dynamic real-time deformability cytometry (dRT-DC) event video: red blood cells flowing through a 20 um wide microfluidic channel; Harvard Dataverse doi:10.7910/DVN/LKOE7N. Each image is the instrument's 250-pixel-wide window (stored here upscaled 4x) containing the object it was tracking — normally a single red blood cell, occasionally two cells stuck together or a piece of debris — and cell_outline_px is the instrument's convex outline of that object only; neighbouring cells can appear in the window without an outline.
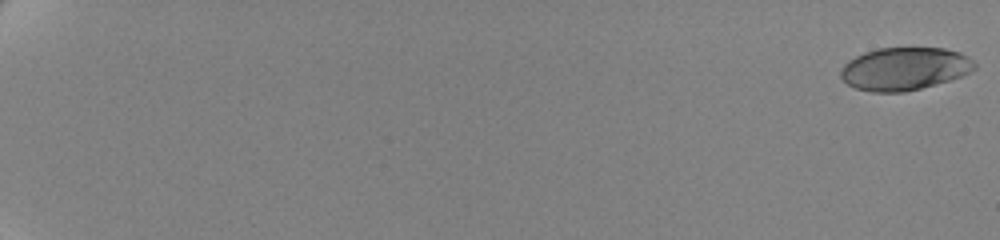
{"species": "human", "species_latin": "Homo sapiens", "temperature_condition": "cold", "stored_images_in_passage": 62, "camera_frame_rate_fps": 3000, "um_per_image_px": 0.085, "donor": {"sex": "female"}, "frame": {"image": 1, "passage_image": 1, "time_ms": 0.0, "image_size_px": [1000, 240], "cell_outline_px": [[976, 68], [960, 76], [948, 80], [920, 88], [904, 92], [872, 92], [856, 88], [848, 84], [840, 76], [840, 72], [844, 64], [848, 60], [864, 52], [876, 48], [944, 48], [960, 52], [968, 56], [976, 64]], "centroid_in_image_um": [76.86, 5.83], "position_along_channel_um": 8.1, "area_um2": 33.23}}
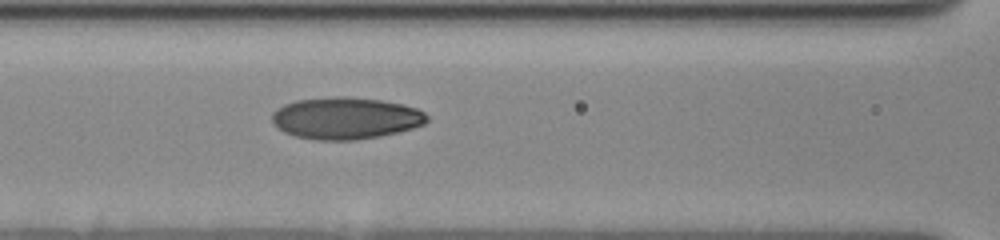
{"frame": {"image": 2, "passage_image": 32, "time_ms": 10.333, "image_size_px": [1000, 240], "cell_outline_px": [[428, 120], [424, 124], [412, 128], [380, 136], [356, 140], [316, 140], [296, 136], [284, 132], [276, 128], [272, 124], [272, 112], [276, 108], [284, 104], [296, 100], [336, 96], [348, 96], [380, 100], [404, 104], [416, 108], [424, 112], [428, 116]], "centroid_in_image_um": [29.35, 10.04], "position_along_channel_um": 137.3, "area_um2": 38.09}}
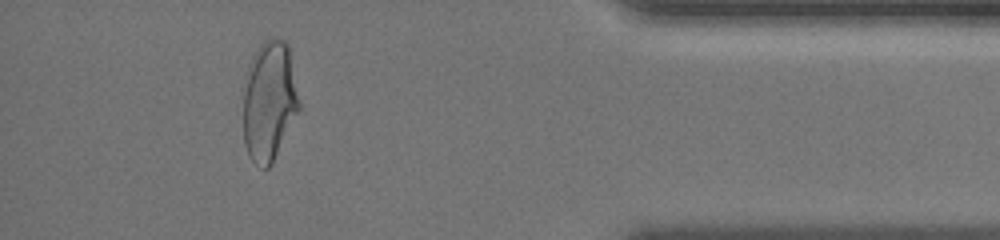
{"frame": {"image": 3, "passage_image": 58, "time_ms": 19.0, "image_size_px": [1000, 240], "cell_outline_px": [[300, 108], [272, 164], [268, 168], [264, 168], [252, 160], [248, 156], [244, 144], [244, 92], [248, 64], [256, 48], [264, 40], [284, 40], [288, 44], [300, 100]], "centroid_in_image_um": [22.89, 8.59], "position_along_channel_um": 412.3, "area_um2": 39.02}, "authors_computed_cell_mechanics": {"area_um2": 35.836, "velocity_mm_per_s": 3.4973, "shape_relaxation_time_tau1_ms": 4.0685, "shape_relaxation_time_tau2_ms": 1.2851, "deformation_change_tau1": 0.1734, "deformation_change_tau2": 0.0611}}